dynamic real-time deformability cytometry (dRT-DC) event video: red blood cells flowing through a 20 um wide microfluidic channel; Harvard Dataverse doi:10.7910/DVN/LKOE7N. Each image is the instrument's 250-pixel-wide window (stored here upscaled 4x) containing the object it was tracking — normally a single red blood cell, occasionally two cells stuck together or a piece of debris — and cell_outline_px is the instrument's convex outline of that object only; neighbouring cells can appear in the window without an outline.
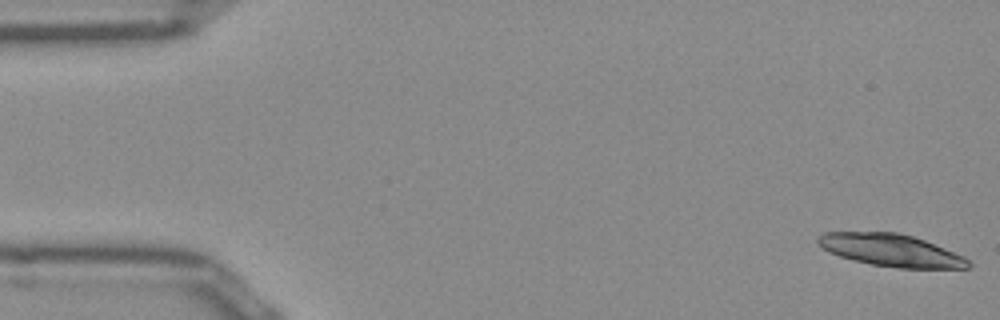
{"species": "Egyptian fruit bat (a non-hibernating species)", "species_latin": "Rousettus aegyptiacus", "temperature_condition": "room temperature", "stored_images_in_passage": 52, "camera_frame_rate_fps": 3000, "um_per_image_px": 0.085, "frame": {"image": 1, "passage_image": 1, "time_ms": 0.0, "image_size_px": [1000, 320], "cell_outline_px": [[972, 264], [968, 268], [900, 268], [872, 264], [840, 256], [828, 252], [816, 240], [824, 232], [896, 232], [912, 236], [924, 240], [964, 256]], "centroid_in_image_um": [75.75, 21.27], "position_along_channel_um": 9.2, "area_um2": 27.92}}